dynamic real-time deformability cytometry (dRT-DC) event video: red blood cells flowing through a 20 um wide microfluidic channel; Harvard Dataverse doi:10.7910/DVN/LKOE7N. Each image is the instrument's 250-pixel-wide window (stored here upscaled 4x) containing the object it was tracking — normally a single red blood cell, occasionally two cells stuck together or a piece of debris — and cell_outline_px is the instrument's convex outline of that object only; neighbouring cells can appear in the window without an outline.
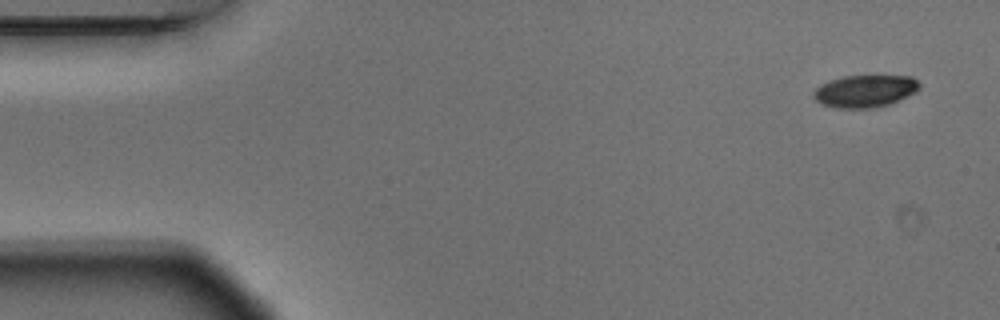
{"species": "Egyptian fruit bat (a non-hibernating species)", "species_latin": "Rousettus aegyptiacus", "temperature_condition": "warm", "stored_images_in_passage": 4, "camera_frame_rate_fps": 3000, "um_per_image_px": 0.085, "animal": {"sex": "male"}, "frame": {"image": 1, "passage_image": 1, "time_ms": 0.0, "image_size_px": [1000, 320], "cell_outline_px": [[920, 88], [916, 92], [888, 104], [876, 108], [836, 108], [820, 104], [812, 96], [812, 92], [820, 84], [844, 76], [912, 76], [920, 84]], "centroid_in_image_um": [73.5, 7.75], "position_along_channel_um": 11.5, "area_um2": 19.94}}
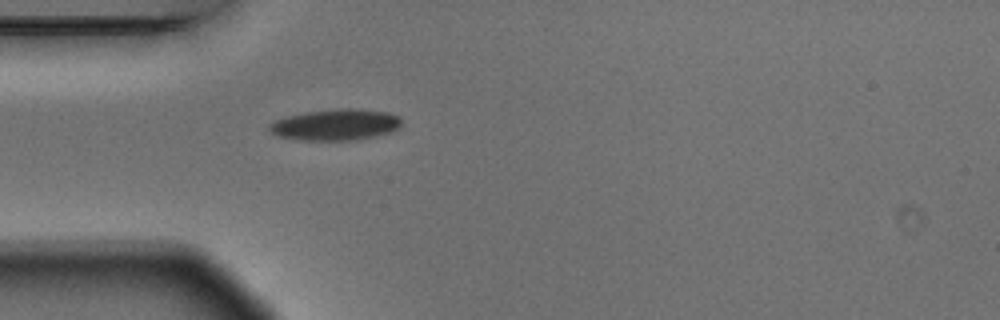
{"frame": {"image": 2, "passage_image": 4, "time_ms": 1.0, "image_size_px": [1000, 320], "cell_outline_px": [[400, 128], [392, 132], [376, 136], [356, 140], [300, 140], [280, 136], [272, 132], [268, 128], [268, 124], [276, 120], [288, 116], [308, 112], [348, 108], [352, 108], [388, 112], [400, 116]], "centroid_in_image_um": [28.58, 10.61], "position_along_channel_um": 56.4, "area_um2": 23.87}}